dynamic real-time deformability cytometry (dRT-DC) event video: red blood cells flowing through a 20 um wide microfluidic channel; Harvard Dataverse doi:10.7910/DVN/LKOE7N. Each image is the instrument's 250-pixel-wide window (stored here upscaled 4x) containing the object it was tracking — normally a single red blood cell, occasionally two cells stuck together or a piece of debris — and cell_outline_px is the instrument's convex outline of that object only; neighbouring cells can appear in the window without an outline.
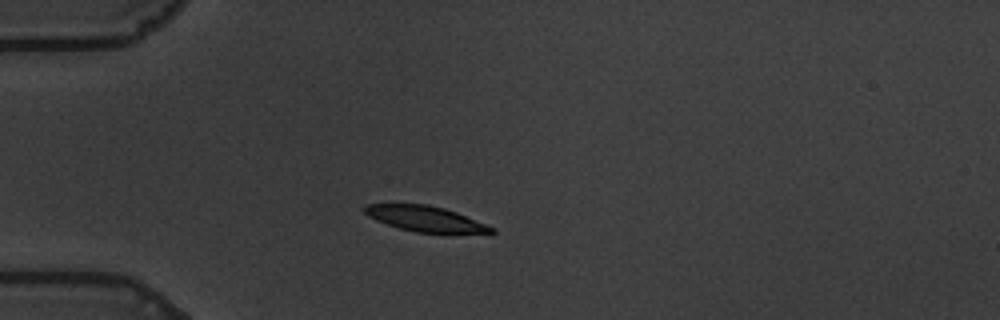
{"species": "common noctule bat (a hibernating species)", "species_latin": "Nyctalus noctula", "temperature_condition": "warm", "stored_images_in_passage": 43, "camera_frame_rate_fps": 3000, "um_per_image_px": 0.085, "animal": {"sex": "male", "body_mass_g": 19.5, "forearm_length_mm": 54.6}, "frame": {"image": 1, "passage_image": 1, "time_ms": 0.0, "image_size_px": [1000, 320], "cell_outline_px": [[496, 232], [416, 232], [400, 228], [376, 220], [368, 216], [360, 208], [364, 204], [428, 204], [444, 208], [456, 212], [496, 228]], "centroid_in_image_um": [36.08, 18.56], "position_along_channel_um": 48.9, "area_um2": 18.5}}
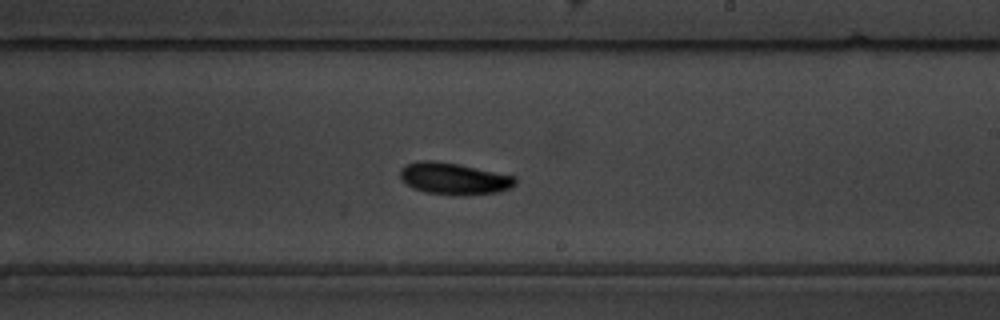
{"frame": {"image": 2, "passage_image": 20, "time_ms": 6.333, "image_size_px": [1000, 320], "cell_outline_px": [[516, 184], [508, 188], [496, 192], [424, 192], [412, 188], [400, 180], [400, 168], [404, 164], [416, 160], [432, 160], [456, 164], [516, 176]], "centroid_in_image_um": [38.48, 15.12], "position_along_channel_um": 250.5, "area_um2": 20.4}}
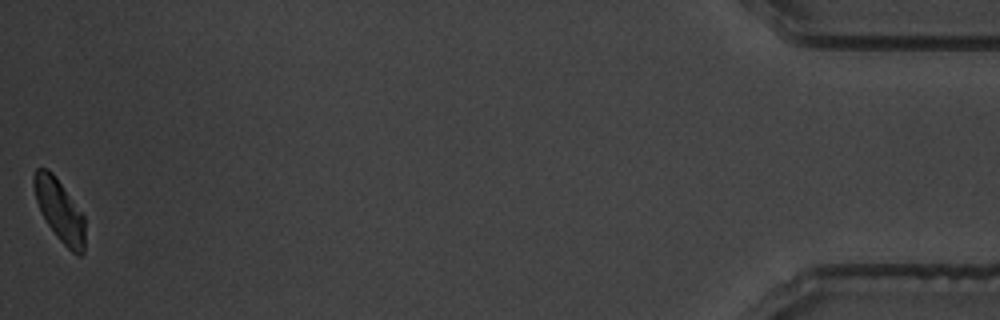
{"frame": {"image": 3, "passage_image": 43, "time_ms": 14.0, "image_size_px": [1000, 320], "cell_outline_px": [[84, 252], [80, 256], [76, 256], [56, 236], [48, 224], [36, 200], [32, 184], [32, 176], [36, 168], [48, 168], [56, 176], [84, 216]], "centroid_in_image_um": [5.05, 17.86], "position_along_channel_um": 430.1, "area_um2": 18.38}, "authors_computed_cell_mechanics": {"area_um2": 20.0566, "velocity_mm_per_s": 3.4894, "shape_relaxation_time_tau1_ms": 2.3135, "shape_relaxation_time_tau2_ms": 4.8162, "deformation_change_tau1": 0.1212, "deformation_change_tau2": 0.0812}}